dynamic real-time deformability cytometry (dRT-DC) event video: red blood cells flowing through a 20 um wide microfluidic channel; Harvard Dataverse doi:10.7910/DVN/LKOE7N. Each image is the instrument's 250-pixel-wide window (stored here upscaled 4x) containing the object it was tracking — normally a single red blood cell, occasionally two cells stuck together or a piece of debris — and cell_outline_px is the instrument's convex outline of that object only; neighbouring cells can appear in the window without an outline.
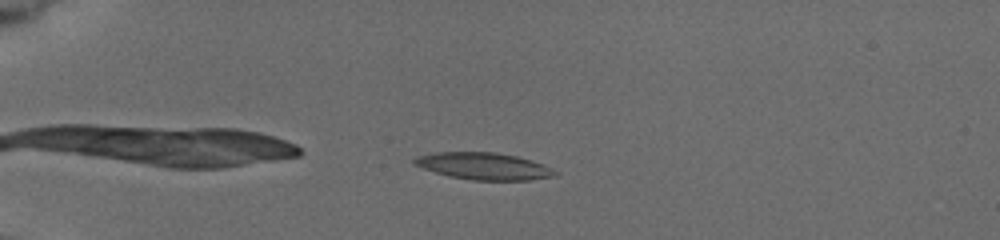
{"species": "common noctule bat (a hibernating species)", "species_latin": "Nyctalus noctula", "temperature_condition": "cold", "stored_images_in_passage": 5, "camera_frame_rate_fps": 3000, "um_per_image_px": 0.085, "animal": {"sex": "female", "body_mass_g": 19.5, "forearm_length_mm": 54.1}, "frame": {"image": 1, "passage_image": 2, "time_ms": 1.667, "image_size_px": [1000, 240], "cell_outline_px": [[560, 172], [556, 176], [528, 180], [472, 180], [448, 176], [412, 164], [412, 160], [416, 156], [436, 152], [496, 152], [516, 156], [532, 160], [544, 164]], "centroid_in_image_um": [41.14, 14.12], "position_along_channel_um": 43.9, "area_um2": 22.25}}
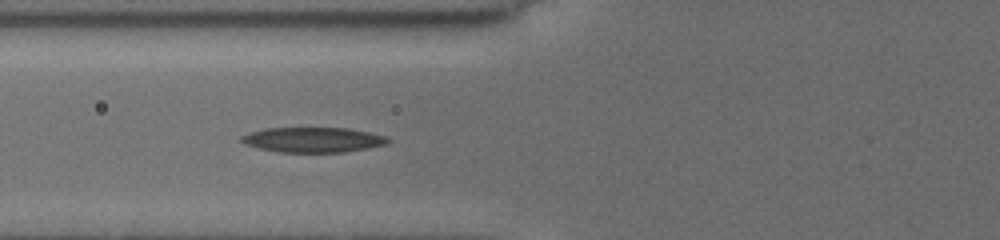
{"frame": {"image": 2, "passage_image": 5, "time_ms": 4.333, "image_size_px": [1000, 240], "cell_outline_px": [[392, 140], [388, 144], [368, 148], [344, 152], [280, 152], [260, 148], [244, 144], [240, 140], [240, 136], [264, 128], [348, 128], [368, 132], [384, 136]], "centroid_in_image_um": [26.62, 11.88], "position_along_channel_um": 99.2, "area_um2": 21.33}}